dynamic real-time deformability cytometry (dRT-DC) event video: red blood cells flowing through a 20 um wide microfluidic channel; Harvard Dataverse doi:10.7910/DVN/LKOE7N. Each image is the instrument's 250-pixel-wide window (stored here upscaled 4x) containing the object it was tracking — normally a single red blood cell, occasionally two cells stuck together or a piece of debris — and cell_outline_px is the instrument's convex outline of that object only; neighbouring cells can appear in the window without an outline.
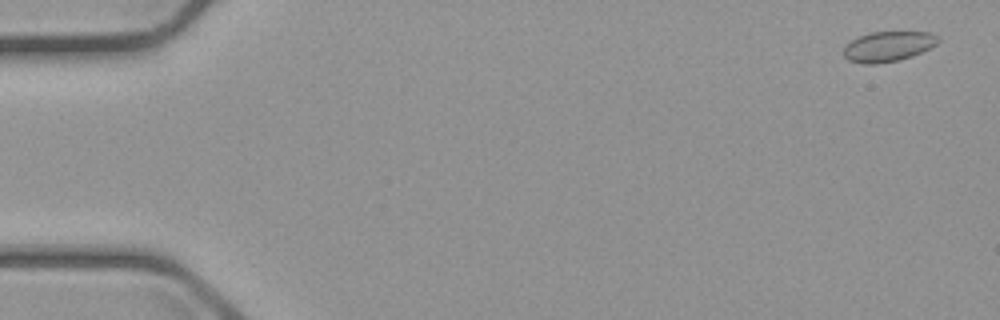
{"species": "common noctule bat (a hibernating species)", "species_latin": "Nyctalus noctula", "temperature_condition": "cold", "stored_images_in_passage": 6, "camera_frame_rate_fps": 3000, "um_per_image_px": 0.085, "animal": {"sex": "male", "body_mass_g": 23.1, "forearm_length_mm": 52.7}, "frame": {"image": 1, "passage_image": 1, "time_ms": 0.0, "image_size_px": [1000, 320], "cell_outline_px": [[940, 40], [936, 44], [912, 56], [900, 60], [876, 64], [864, 64], [848, 60], [844, 56], [844, 44], [860, 36], [872, 32], [932, 32]], "centroid_in_image_um": [75.46, 3.95], "position_along_channel_um": 9.5, "area_um2": 16.53}}
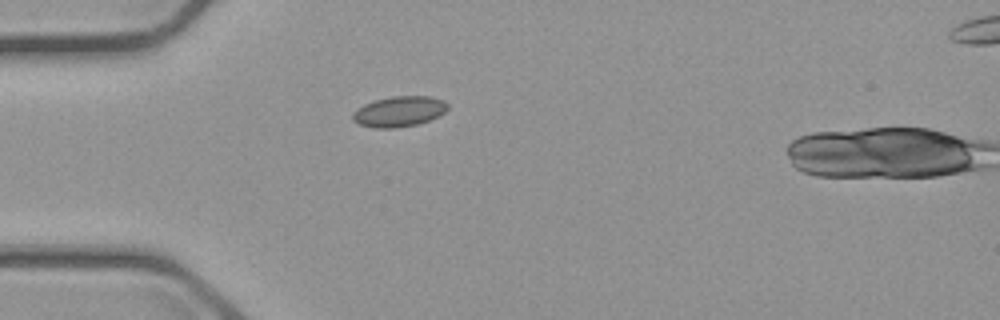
{"frame": {"image": 2, "passage_image": 5, "time_ms": 4.667, "image_size_px": [1000, 320], "cell_outline_px": [[448, 108], [440, 116], [416, 124], [392, 128], [376, 128], [360, 124], [352, 120], [352, 112], [356, 108], [364, 104], [376, 100], [392, 96], [428, 96], [444, 100], [448, 104]], "centroid_in_image_um": [33.92, 9.47], "position_along_channel_um": 51.1, "area_um2": 16.82}}